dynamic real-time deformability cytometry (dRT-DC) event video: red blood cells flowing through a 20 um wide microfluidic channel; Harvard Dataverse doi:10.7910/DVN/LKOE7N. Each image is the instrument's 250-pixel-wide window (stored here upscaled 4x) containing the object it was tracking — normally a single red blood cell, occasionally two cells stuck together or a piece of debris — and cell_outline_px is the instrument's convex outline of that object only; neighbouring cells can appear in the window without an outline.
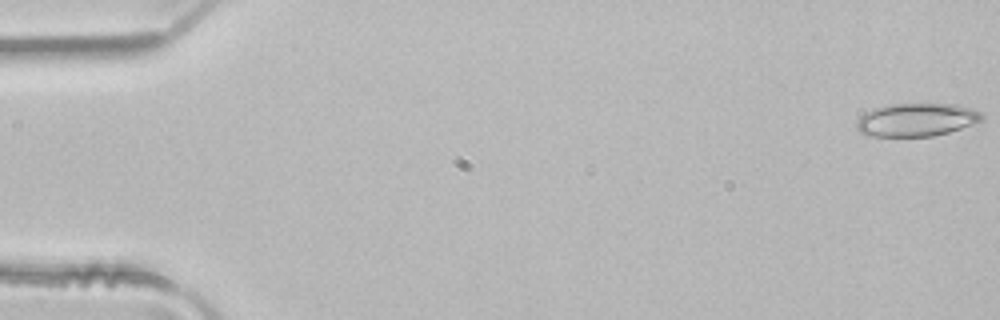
{"species": "common noctule bat (a hibernating species)", "species_latin": "Nyctalus noctula", "temperature_condition": "room temperature", "stored_images_in_passage": 4, "camera_frame_rate_fps": 3000, "um_per_image_px": 0.085, "animal": {"sex": "male", "body_mass_g": 21.5, "forearm_length_mm": 52.0}, "frame": {"image": 1, "passage_image": 1, "time_ms": 0.0, "image_size_px": [1000, 320], "cell_outline_px": [[984, 120], [948, 132], [932, 136], [872, 136], [860, 132], [856, 128], [856, 120], [864, 112], [872, 108], [892, 104], [952, 104], [968, 108], [980, 112], [984, 116]], "centroid_in_image_um": [77.85, 10.18], "position_along_channel_um": 7.1, "area_um2": 24.04}}
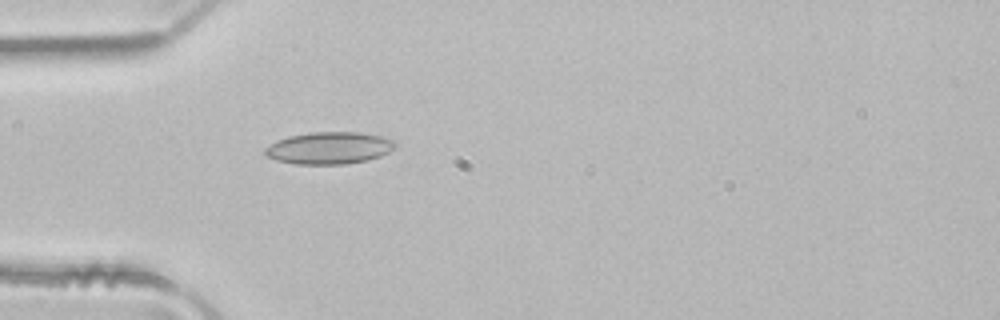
{"frame": {"image": 2, "passage_image": 4, "time_ms": 1.0, "image_size_px": [1000, 320], "cell_outline_px": [[396, 144], [388, 152], [380, 156], [368, 160], [344, 164], [296, 164], [276, 160], [268, 156], [264, 152], [264, 148], [276, 140], [288, 136], [312, 132], [360, 132], [380, 136], [392, 140]], "centroid_in_image_um": [27.94, 12.58], "position_along_channel_um": 57.1, "area_um2": 24.22}}